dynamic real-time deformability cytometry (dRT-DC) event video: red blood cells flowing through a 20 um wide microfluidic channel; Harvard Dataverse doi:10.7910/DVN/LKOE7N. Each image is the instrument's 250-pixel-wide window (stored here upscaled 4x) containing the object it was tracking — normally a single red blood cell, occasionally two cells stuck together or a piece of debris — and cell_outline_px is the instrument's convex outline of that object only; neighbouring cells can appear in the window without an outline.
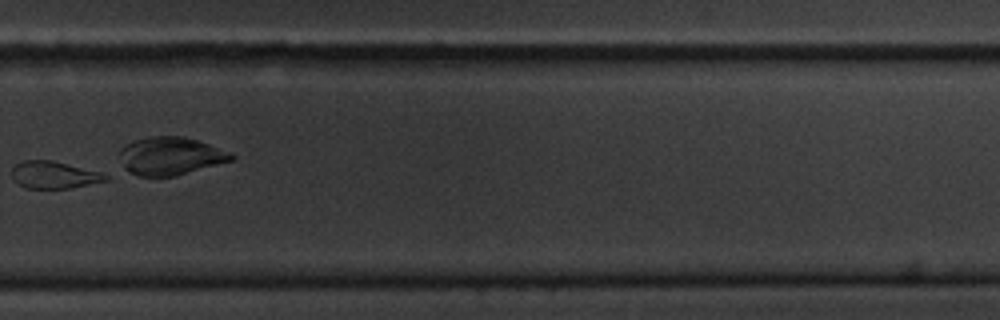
{"species": "common noctule bat (a hibernating species)", "species_latin": "Nyctalus noctula", "temperature_condition": "cold", "stored_images_in_passage": 10, "camera_frame_rate_fps": 3000, "um_per_image_px": 0.085, "animal": {"sex": "male", "body_mass_g": 20.1, "forearm_length_mm": 53.5}, "frame": {"image": 1, "passage_image": 10, "time_ms": 10.333, "image_size_px": [1000, 320], "cell_outline_px": [[108, 180], [68, 188], [24, 188], [16, 184], [12, 180], [12, 168], [16, 164], [24, 160], [52, 160], [100, 172], [108, 176]], "centroid_in_image_um": [4.52, 14.87], "position_along_channel_um": 325.3, "area_um2": 14.8}}